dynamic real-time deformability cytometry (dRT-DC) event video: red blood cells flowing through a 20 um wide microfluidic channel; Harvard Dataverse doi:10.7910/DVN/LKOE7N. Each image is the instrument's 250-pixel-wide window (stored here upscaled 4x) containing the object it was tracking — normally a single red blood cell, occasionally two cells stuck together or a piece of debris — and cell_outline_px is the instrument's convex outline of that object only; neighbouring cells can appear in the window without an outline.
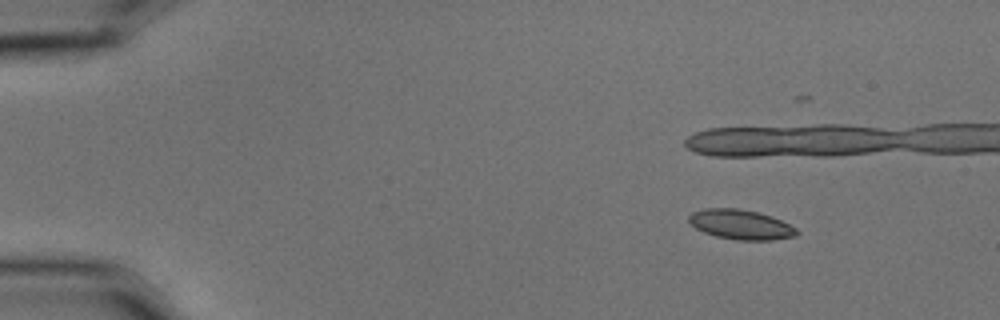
{"species": "common noctule bat (a hibernating species)", "species_latin": "Nyctalus noctula", "temperature_condition": "cold", "stored_images_in_passage": 17, "camera_frame_rate_fps": 3000, "um_per_image_px": 0.085, "animal": {"sex": "male", "body_mass_g": 15.6}, "frame": {"image": 1, "passage_image": 2, "time_ms": 0.333, "image_size_px": [1000, 320], "cell_outline_px": [[800, 232], [796, 236], [772, 240], [736, 240], [716, 236], [704, 232], [696, 228], [688, 220], [688, 216], [692, 212], [704, 208], [736, 208], [756, 212], [772, 216], [796, 228]], "centroid_in_image_um": [62.96, 19.09], "position_along_channel_um": 22.0, "area_um2": 18.67}}